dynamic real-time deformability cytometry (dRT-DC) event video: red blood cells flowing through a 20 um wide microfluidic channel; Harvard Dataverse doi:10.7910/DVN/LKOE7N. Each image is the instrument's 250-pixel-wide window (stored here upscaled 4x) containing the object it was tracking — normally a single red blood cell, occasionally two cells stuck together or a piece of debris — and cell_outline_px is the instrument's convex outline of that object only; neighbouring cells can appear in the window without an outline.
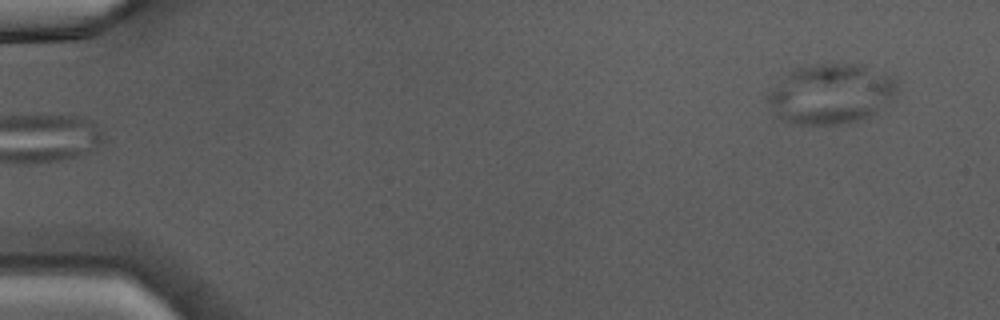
{"species": "Egyptian fruit bat (a non-hibernating species)", "species_latin": "Rousettus aegyptiacus", "temperature_condition": "warm", "stored_images_in_passage": 34, "camera_frame_rate_fps": 3000, "um_per_image_px": 0.085, "animal": {"sex": "male"}, "frame": {"image": 1, "passage_image": 1, "time_ms": 0.0, "image_size_px": [1000, 320], "cell_outline_px": [[896, 100], [864, 120], [840, 124], [796, 124], [780, 120], [772, 116], [764, 96], [792, 68], [828, 60], [864, 64], [892, 76], [896, 80]], "centroid_in_image_um": [70.61, 7.95], "position_along_channel_um": 14.4, "area_um2": 47.28}}
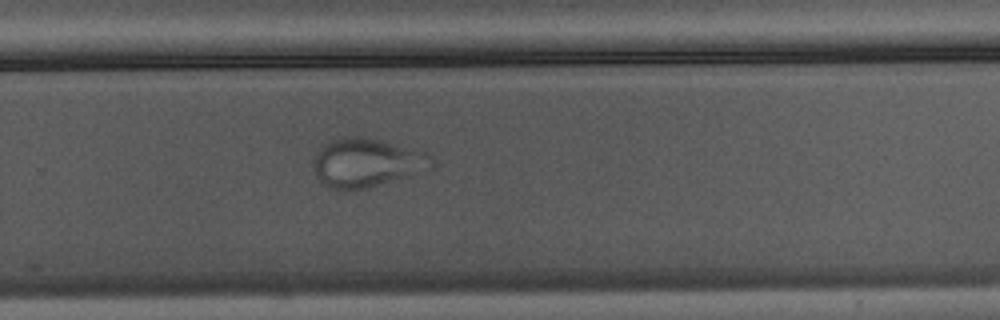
{"frame": {"image": 2, "passage_image": 29, "time_ms": 9.333, "image_size_px": [1000, 320], "cell_outline_px": [[436, 164], [432, 168], [364, 188], [344, 192], [328, 188], [320, 180], [312, 164], [320, 148], [332, 140], [344, 136], [360, 136], [380, 140], [424, 152], [432, 156], [436, 160]], "centroid_in_image_um": [31.15, 13.83], "position_along_channel_um": 298.6, "area_um2": 33.23}}